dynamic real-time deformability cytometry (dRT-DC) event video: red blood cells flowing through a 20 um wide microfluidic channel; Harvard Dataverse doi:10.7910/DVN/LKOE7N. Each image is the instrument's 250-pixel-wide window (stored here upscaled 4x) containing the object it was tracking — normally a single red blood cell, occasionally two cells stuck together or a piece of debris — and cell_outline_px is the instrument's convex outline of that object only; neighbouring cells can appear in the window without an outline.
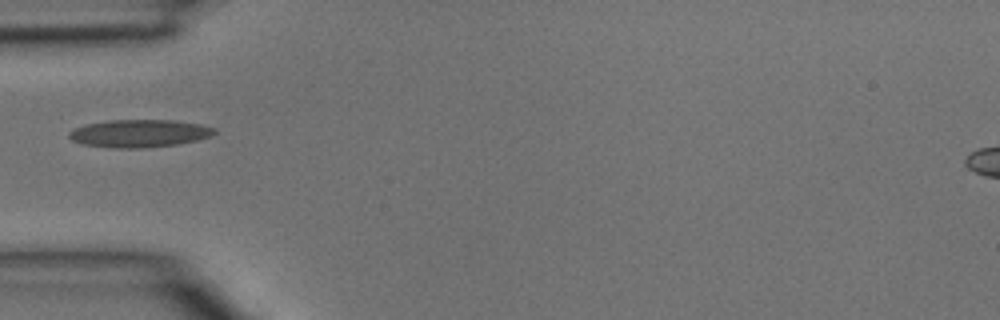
{"species": "common noctule bat (a hibernating species)", "species_latin": "Nyctalus noctula", "temperature_condition": "room temperature", "stored_images_in_passage": 4, "camera_frame_rate_fps": 3000, "um_per_image_px": 0.085, "animal": {"sex": "male", "body_mass_g": 15.6}, "frame": {"image": 1, "passage_image": 4, "time_ms": 1.0, "image_size_px": [1000, 320], "cell_outline_px": [[216, 132], [212, 136], [196, 140], [176, 144], [144, 148], [112, 148], [84, 144], [72, 140], [68, 136], [68, 132], [76, 128], [88, 124], [112, 120], [172, 120], [200, 124], [216, 128]], "centroid_in_image_um": [11.87, 11.34], "position_along_channel_um": 73.1, "area_um2": 23.29}}